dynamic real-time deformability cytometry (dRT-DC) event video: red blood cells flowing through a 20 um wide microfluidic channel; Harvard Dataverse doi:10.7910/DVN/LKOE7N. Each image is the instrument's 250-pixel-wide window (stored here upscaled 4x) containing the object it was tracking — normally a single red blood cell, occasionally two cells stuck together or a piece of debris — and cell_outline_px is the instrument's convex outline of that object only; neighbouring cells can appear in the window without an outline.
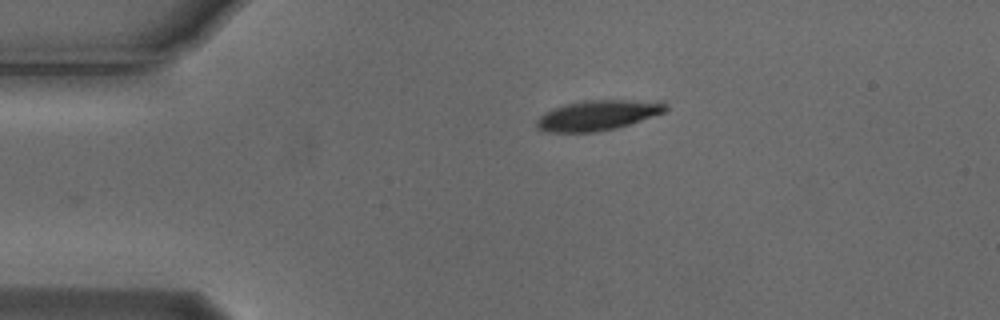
{"species": "Egyptian fruit bat (a non-hibernating species)", "species_latin": "Rousettus aegyptiacus", "temperature_condition": "cold", "stored_images_in_passage": 5, "camera_frame_rate_fps": 3000, "um_per_image_px": 0.085, "animal": {"sex": "male"}, "frame": {"image": 1, "passage_image": 5, "time_ms": 1.333, "image_size_px": [1000, 320], "cell_outline_px": [[668, 108], [664, 112], [616, 128], [592, 132], [544, 132], [536, 128], [536, 120], [544, 112], [552, 108], [564, 104], [584, 100], [664, 100], [668, 104]], "centroid_in_image_um": [50.81, 9.78], "position_along_channel_um": 34.2, "area_um2": 22.89}}